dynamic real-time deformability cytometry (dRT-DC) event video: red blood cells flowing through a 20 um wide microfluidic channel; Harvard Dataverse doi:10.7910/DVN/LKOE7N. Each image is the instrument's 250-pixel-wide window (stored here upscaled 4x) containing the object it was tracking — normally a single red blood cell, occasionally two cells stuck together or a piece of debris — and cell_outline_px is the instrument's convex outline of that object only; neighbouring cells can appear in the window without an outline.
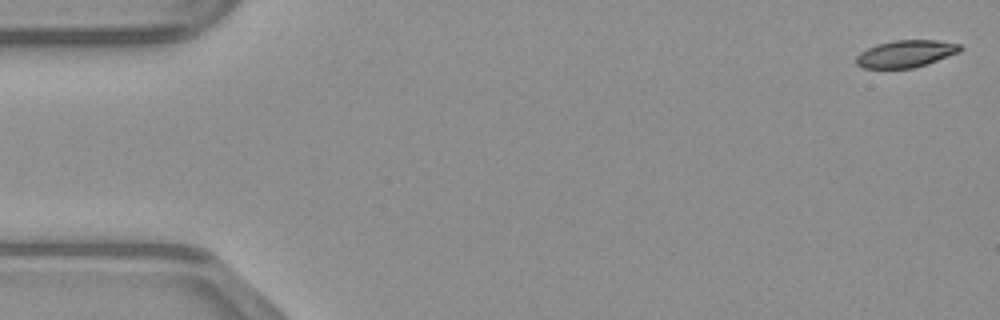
{"species": "common noctule bat (a hibernating species)", "species_latin": "Nyctalus noctula", "temperature_condition": "warm", "stored_images_in_passage": 13, "camera_frame_rate_fps": 3000, "um_per_image_px": 0.085, "animal": {"sex": "male", "body_mass_g": 23.1, "forearm_length_mm": 52.7}, "frame": {"image": 1, "passage_image": 1, "time_ms": 0.0, "image_size_px": [1000, 320], "cell_outline_px": [[964, 48], [960, 52], [928, 64], [912, 68], [864, 68], [856, 64], [856, 56], [860, 52], [876, 44], [892, 40], [936, 40], [960, 44]], "centroid_in_image_um": [77.01, 4.56], "position_along_channel_um": 8.0, "area_um2": 16.59}}
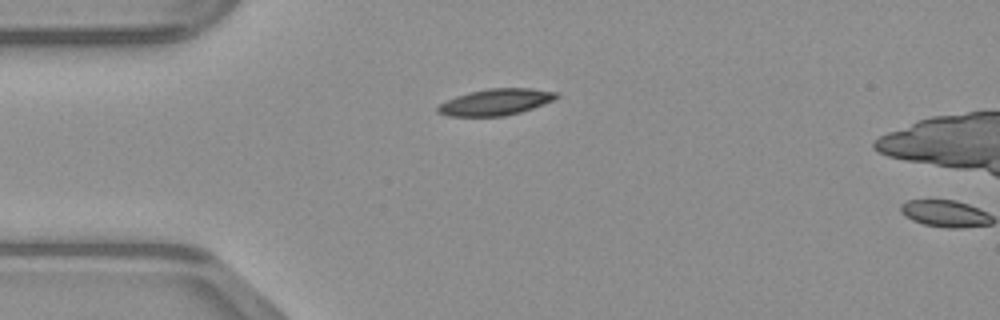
{"frame": {"image": 2, "passage_image": 12, "time_ms": 3.667, "image_size_px": [1000, 320], "cell_outline_px": [[560, 96], [552, 100], [532, 108], [520, 112], [504, 116], [448, 116], [436, 112], [436, 108], [440, 104], [456, 96], [468, 92], [488, 88], [532, 88], [556, 92]], "centroid_in_image_um": [42.11, 8.67], "position_along_channel_um": 42.9, "area_um2": 18.15}}